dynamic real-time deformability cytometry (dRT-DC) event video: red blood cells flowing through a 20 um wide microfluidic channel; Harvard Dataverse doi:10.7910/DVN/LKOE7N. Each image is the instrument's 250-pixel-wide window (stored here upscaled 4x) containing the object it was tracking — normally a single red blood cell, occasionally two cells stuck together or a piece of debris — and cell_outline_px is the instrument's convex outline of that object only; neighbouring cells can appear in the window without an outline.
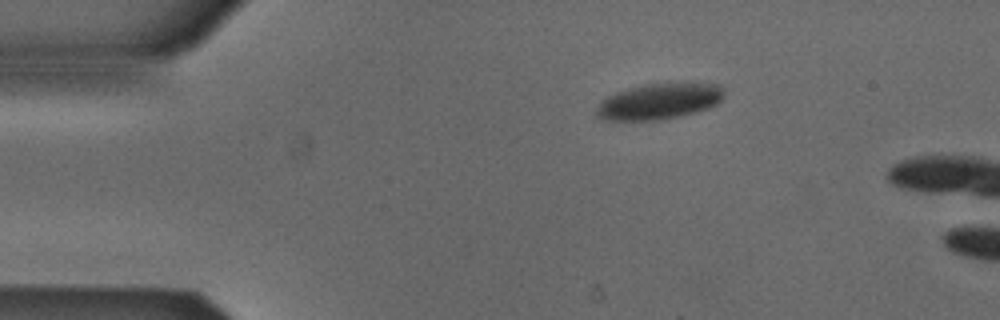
{"species": "Egyptian fruit bat (a non-hibernating species)", "species_latin": "Rousettus aegyptiacus", "temperature_condition": "cold", "stored_images_in_passage": 5, "camera_frame_rate_fps": 3000, "um_per_image_px": 0.085, "animal": {"sex": "male"}, "frame": {"image": 1, "passage_image": 1, "time_ms": 0.0, "image_size_px": [1000, 320], "cell_outline_px": [[724, 96], [716, 104], [708, 108], [680, 116], [660, 120], [604, 120], [596, 116], [596, 108], [600, 100], [616, 92], [628, 88], [644, 84], [668, 80], [720, 84], [724, 88]], "centroid_in_image_um": [56.05, 8.56], "position_along_channel_um": 29.0, "area_um2": 27.63}}